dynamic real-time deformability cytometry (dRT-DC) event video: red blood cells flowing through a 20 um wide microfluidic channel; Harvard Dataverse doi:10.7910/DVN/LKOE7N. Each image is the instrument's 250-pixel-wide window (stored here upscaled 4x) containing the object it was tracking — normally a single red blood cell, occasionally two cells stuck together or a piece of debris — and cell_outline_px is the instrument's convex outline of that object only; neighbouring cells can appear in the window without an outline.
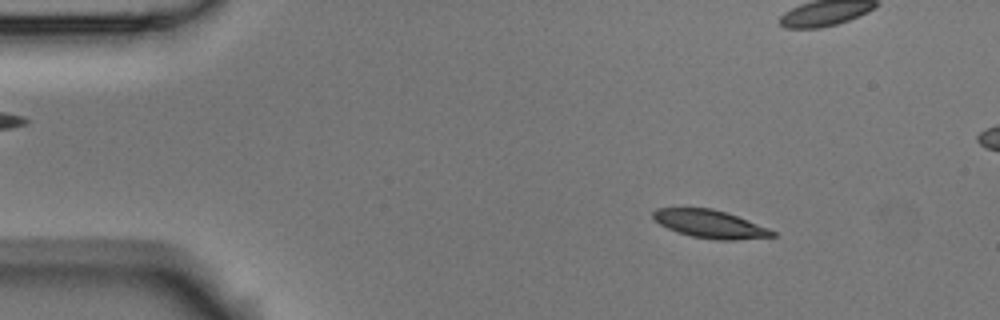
{"species": "Egyptian fruit bat (a non-hibernating species)", "species_latin": "Rousettus aegyptiacus", "temperature_condition": "room temperature", "stored_images_in_passage": 54, "camera_frame_rate_fps": 3000, "um_per_image_px": 0.085, "animal": {"sex": "male"}, "frame": {"image": 1, "passage_image": 7, "time_ms": 2.0, "image_size_px": [1000, 320], "cell_outline_px": [[776, 236], [736, 240], [716, 240], [692, 236], [668, 228], [660, 224], [652, 216], [652, 212], [656, 208], [712, 208], [736, 216], [768, 228], [776, 232]], "centroid_in_image_um": [60.35, 19.04], "position_along_channel_um": 24.6, "area_um2": 19.13}}
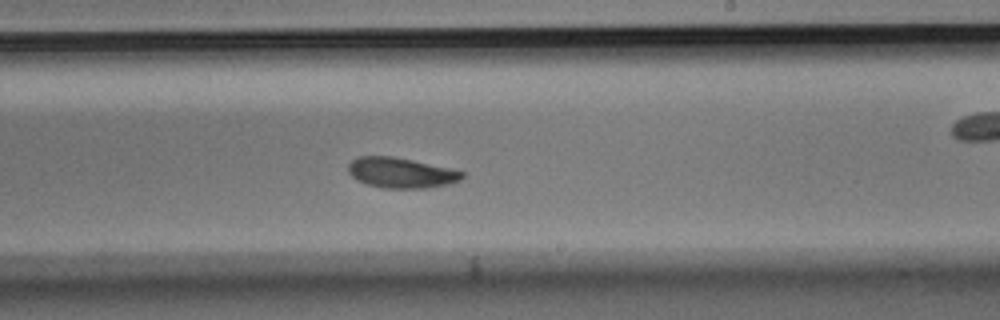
{"frame": {"image": 2, "passage_image": 31, "time_ms": 10.0, "image_size_px": [1000, 320], "cell_outline_px": [[464, 176], [460, 180], [452, 184], [428, 188], [384, 188], [368, 184], [356, 180], [348, 172], [348, 164], [352, 160], [360, 156], [392, 156], [412, 160], [448, 168], [464, 172]], "centroid_in_image_um": [34.09, 14.69], "position_along_channel_um": 254.9, "area_um2": 20.11}}
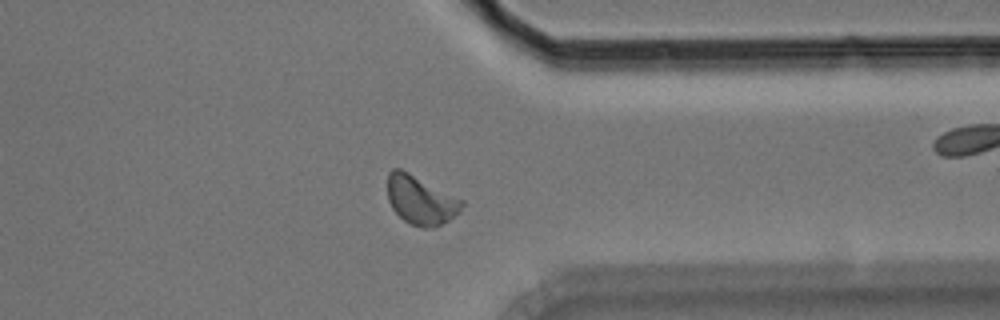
{"frame": {"image": 3, "passage_image": 41, "time_ms": 13.333, "image_size_px": [1000, 320], "cell_outline_px": [[464, 204], [460, 212], [448, 220], [432, 228], [420, 228], [404, 220], [392, 208], [388, 200], [388, 172], [392, 168], [400, 168], [464, 200]], "centroid_in_image_um": [35.76, 17.01], "position_along_channel_um": 375.6, "area_um2": 21.04}, "authors_computed_cell_mechanics": {"area_um2": 20.2878, "velocity_mm_per_s": 3.7444, "shape_relaxation_time_tau1_ms": 3.1629, "shape_relaxation_time_tau2_ms": 4.3295, "deformation_change_tau1": 0.1051, "deformation_change_tau2": 0.0815}}